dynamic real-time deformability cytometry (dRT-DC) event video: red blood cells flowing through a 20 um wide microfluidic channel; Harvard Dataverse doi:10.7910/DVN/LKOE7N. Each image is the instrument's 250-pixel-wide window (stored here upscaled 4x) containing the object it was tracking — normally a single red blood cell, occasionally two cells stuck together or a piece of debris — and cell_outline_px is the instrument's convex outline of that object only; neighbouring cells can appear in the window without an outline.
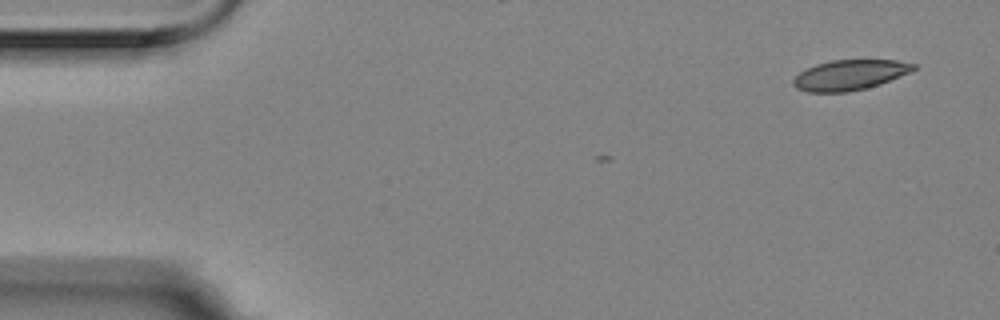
{"species": "Egyptian fruit bat (a non-hibernating species)", "species_latin": "Rousettus aegyptiacus", "temperature_condition": "room temperature", "stored_images_in_passage": 3, "camera_frame_rate_fps": 3000, "um_per_image_px": 0.085, "animal": {"sex": "female"}, "frame": {"image": 1, "passage_image": 1, "time_ms": 0.0, "image_size_px": [1000, 320], "cell_outline_px": [[916, 68], [912, 72], [880, 84], [868, 88], [848, 92], [808, 92], [796, 88], [792, 84], [792, 80], [800, 72], [816, 64], [832, 60], [896, 60], [916, 64]], "centroid_in_image_um": [72.25, 6.38], "position_along_channel_um": 12.8, "area_um2": 21.27}}